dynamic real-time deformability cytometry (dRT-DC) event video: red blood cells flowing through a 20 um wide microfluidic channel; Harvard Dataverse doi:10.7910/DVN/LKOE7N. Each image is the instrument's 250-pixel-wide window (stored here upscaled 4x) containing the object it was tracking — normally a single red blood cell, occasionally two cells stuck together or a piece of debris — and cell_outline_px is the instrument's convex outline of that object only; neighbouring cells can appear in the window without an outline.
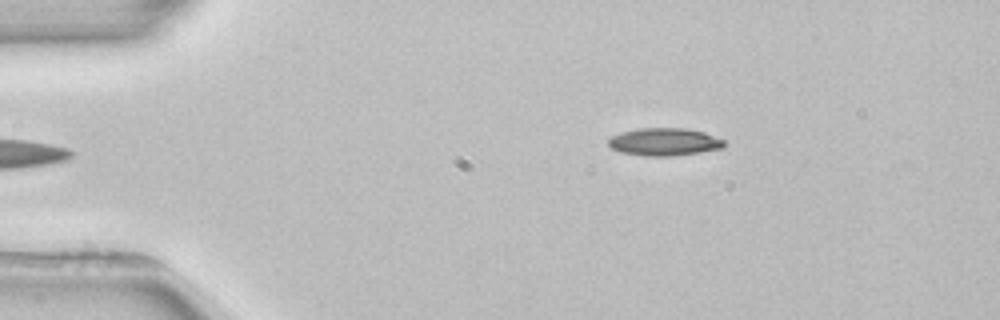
{"species": "common noctule bat (a hibernating species)", "species_latin": "Nyctalus noctula", "temperature_condition": "room temperature", "stored_images_in_passage": 2, "camera_frame_rate_fps": 3000, "um_per_image_px": 0.085, "animal": {"sex": "female", "body_mass_g": 22.7, "forearm_length_mm": 54.2}, "frame": {"image": 1, "passage_image": 2, "time_ms": 1.333, "image_size_px": [1000, 320], "cell_outline_px": [[724, 148], [700, 152], [672, 156], [644, 156], [620, 152], [612, 148], [608, 144], [608, 140], [612, 136], [620, 132], [640, 128], [688, 128], [704, 132], [724, 140]], "centroid_in_image_um": [56.46, 12.06], "position_along_channel_um": 28.5, "area_um2": 18.73}}